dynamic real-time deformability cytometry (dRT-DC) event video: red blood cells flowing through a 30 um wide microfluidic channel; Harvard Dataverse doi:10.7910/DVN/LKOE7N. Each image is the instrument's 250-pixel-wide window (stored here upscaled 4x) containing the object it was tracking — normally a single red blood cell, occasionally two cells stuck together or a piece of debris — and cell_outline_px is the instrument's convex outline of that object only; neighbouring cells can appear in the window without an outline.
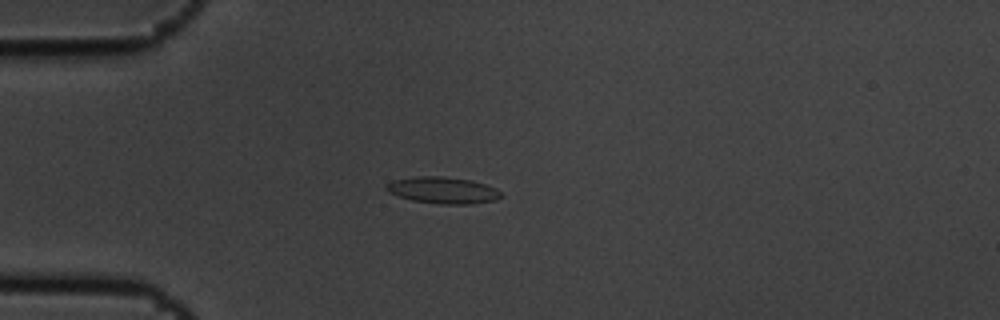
{"species": "common noctule bat (a hibernating species)", "species_latin": "Nyctalus noctula", "temperature_condition": "cold", "stored_images_in_passage": 6, "camera_frame_rate_fps": 3000, "um_per_image_px": 0.085, "animal": {"sex": "male", "body_mass_g": 19.5, "forearm_length_mm": 54.6}, "frame": {"image": 1, "passage_image": 4, "time_ms": 1.0, "image_size_px": [1000, 320], "cell_outline_px": [[504, 196], [496, 200], [472, 204], [440, 204], [412, 200], [388, 192], [384, 188], [392, 180], [416, 176], [444, 176], [472, 180], [496, 188]], "centroid_in_image_um": [37.67, 16.17], "position_along_channel_um": 47.3, "area_um2": 17.86}}
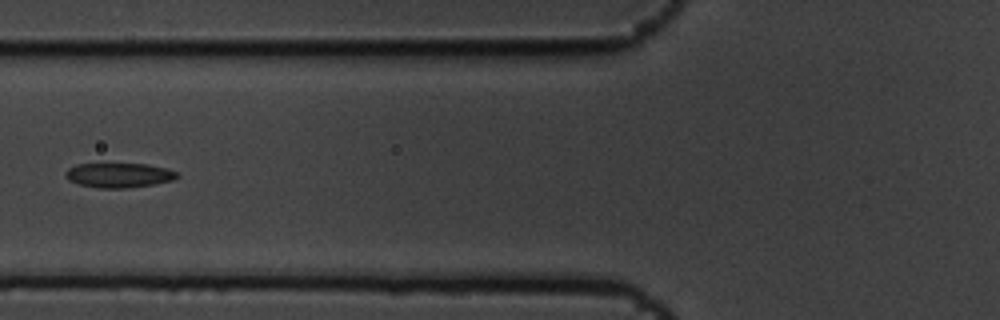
{"frame": {"image": 2, "passage_image": 6, "time_ms": 1.667, "image_size_px": [1000, 320], "cell_outline_px": [[180, 176], [172, 180], [152, 184], [128, 188], [100, 188], [80, 184], [68, 180], [64, 176], [64, 172], [68, 168], [76, 164], [148, 164], [164, 168], [176, 172]], "centroid_in_image_um": [10.06, 14.89], "position_along_channel_um": 115.7, "area_um2": 15.9}}